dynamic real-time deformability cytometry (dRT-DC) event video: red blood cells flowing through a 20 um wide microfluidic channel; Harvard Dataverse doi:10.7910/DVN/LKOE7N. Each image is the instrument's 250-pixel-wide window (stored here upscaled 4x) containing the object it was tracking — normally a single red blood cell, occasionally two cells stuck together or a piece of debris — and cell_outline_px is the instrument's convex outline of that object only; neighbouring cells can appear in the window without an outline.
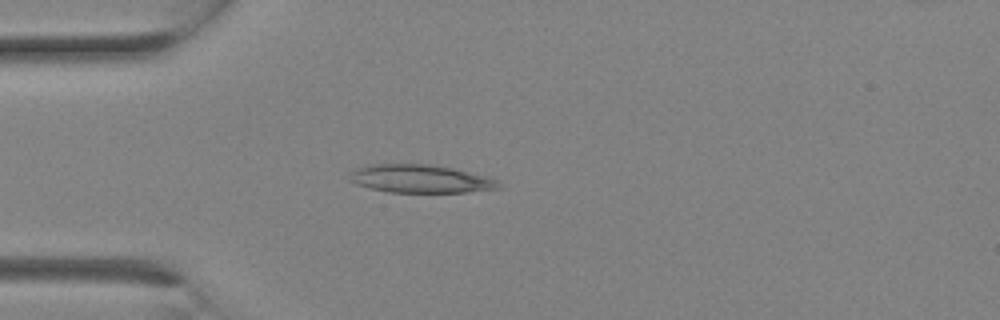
{"species": "Egyptian fruit bat (a non-hibernating species)", "species_latin": "Rousettus aegyptiacus", "temperature_condition": "room temperature", "stored_images_in_passage": 10, "camera_frame_rate_fps": 3000, "um_per_image_px": 0.085, "animal": {"sex": "female"}, "frame": {"image": 1, "passage_image": 3, "time_ms": 0.667, "image_size_px": [1000, 320], "cell_outline_px": [[500, 188], [468, 192], [388, 192], [356, 184], [348, 180], [352, 172], [356, 168], [368, 164], [432, 164], [452, 168], [488, 176], [496, 180]], "centroid_in_image_um": [35.72, 15.19], "position_along_channel_um": 49.3, "area_um2": 24.33}}
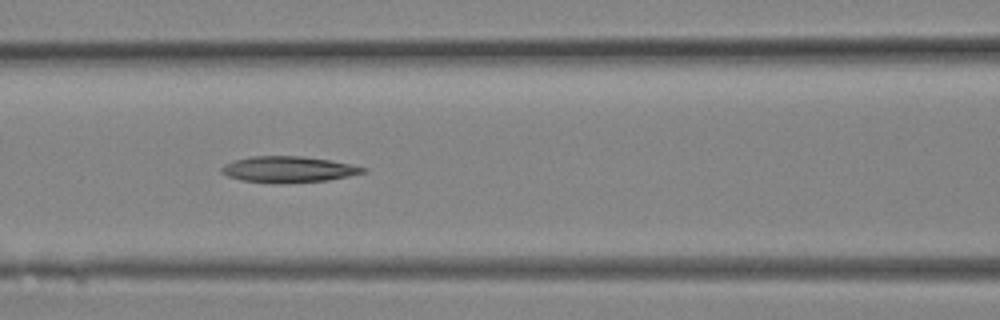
{"frame": {"image": 2, "passage_image": 7, "time_ms": 2.0, "image_size_px": [1000, 320], "cell_outline_px": [[368, 172], [328, 180], [280, 184], [276, 184], [240, 180], [228, 176], [220, 172], [220, 168], [224, 164], [232, 160], [252, 156], [300, 156], [332, 160], [368, 168]], "centroid_in_image_um": [24.5, 14.4], "position_along_channel_um": 142.1, "area_um2": 21.85}}
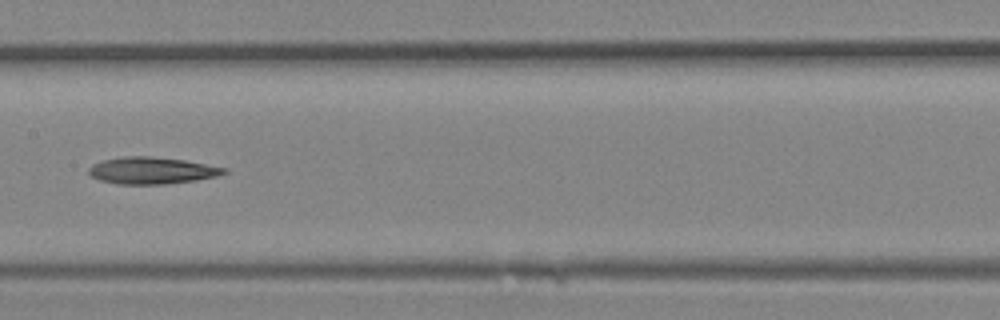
{"frame": {"image": 3, "passage_image": 9, "time_ms": 2.667, "image_size_px": [1000, 320], "cell_outline_px": [[228, 172], [216, 176], [196, 180], [164, 184], [116, 184], [100, 180], [92, 176], [88, 172], [88, 168], [92, 164], [104, 160], [124, 156], [152, 156], [184, 160], [228, 168]], "centroid_in_image_um": [12.9, 14.49], "position_along_channel_um": 194.5, "area_um2": 21.15}}